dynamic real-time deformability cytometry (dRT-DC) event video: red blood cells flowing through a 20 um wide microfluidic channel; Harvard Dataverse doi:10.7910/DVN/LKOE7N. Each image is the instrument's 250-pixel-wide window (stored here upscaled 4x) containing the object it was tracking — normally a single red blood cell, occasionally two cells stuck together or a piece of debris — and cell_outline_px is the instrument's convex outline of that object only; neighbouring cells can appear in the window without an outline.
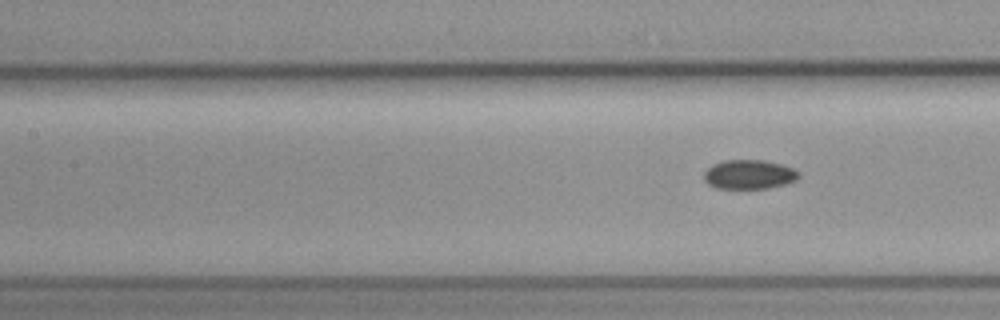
{"species": "common noctule bat (a hibernating species)", "species_latin": "Nyctalus noctula", "temperature_condition": "cold", "stored_images_in_passage": 10, "segment_of_instrument_passage": [2, 2], "camera_frame_rate_fps": 3000, "um_per_image_px": 0.085, "animal": {"sex": "female", "body_mass_g": 19.3, "forearm_length_mm": 54.1}, "frame": {"image": 1, "passage_image": 10, "time_ms": 3.0, "image_size_px": [1000, 320], "cell_outline_px": [[800, 176], [796, 180], [784, 184], [768, 188], [716, 188], [708, 184], [704, 180], [704, 172], [712, 164], [724, 160], [764, 160], [780, 164], [792, 168]], "centroid_in_image_um": [63.63, 14.82], "position_along_channel_um": 143.8, "area_um2": 16.01}}